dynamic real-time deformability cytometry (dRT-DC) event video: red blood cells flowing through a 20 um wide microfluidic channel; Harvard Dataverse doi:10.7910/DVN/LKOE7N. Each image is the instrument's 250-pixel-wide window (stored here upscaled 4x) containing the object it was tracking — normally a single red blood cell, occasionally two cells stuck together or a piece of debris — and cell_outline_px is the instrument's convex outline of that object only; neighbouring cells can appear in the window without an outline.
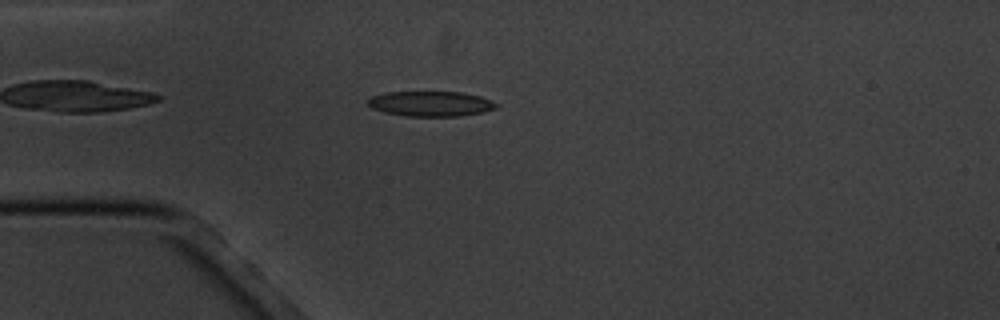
{"species": "common noctule bat (a hibernating species)", "species_latin": "Nyctalus noctula", "temperature_condition": "cold", "stored_images_in_passage": 5, "camera_frame_rate_fps": 3000, "um_per_image_px": 0.085, "animal": {"sex": "male", "body_mass_g": 20.1, "forearm_length_mm": 53.5}, "frame": {"image": 1, "passage_image": 5, "time_ms": 4.667, "image_size_px": [1000, 320], "cell_outline_px": [[496, 108], [484, 112], [460, 116], [404, 116], [384, 112], [372, 108], [364, 100], [368, 96], [384, 92], [464, 92], [480, 96], [492, 100], [496, 104]], "centroid_in_image_um": [36.55, 8.81], "position_along_channel_um": 48.4, "area_um2": 19.07}}